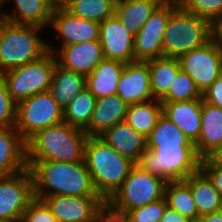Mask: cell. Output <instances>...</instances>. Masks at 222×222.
<instances>
[{"instance_id": "8fae6325", "label": "cell", "mask_w": 222, "mask_h": 222, "mask_svg": "<svg viewBox=\"0 0 222 222\" xmlns=\"http://www.w3.org/2000/svg\"><path fill=\"white\" fill-rule=\"evenodd\" d=\"M177 59L181 70L193 79L201 93L222 75L220 47L211 40Z\"/></svg>"}, {"instance_id": "277c9868", "label": "cell", "mask_w": 222, "mask_h": 222, "mask_svg": "<svg viewBox=\"0 0 222 222\" xmlns=\"http://www.w3.org/2000/svg\"><path fill=\"white\" fill-rule=\"evenodd\" d=\"M43 27L0 23V74L40 59L48 52V43L38 37Z\"/></svg>"}, {"instance_id": "d590c367", "label": "cell", "mask_w": 222, "mask_h": 222, "mask_svg": "<svg viewBox=\"0 0 222 222\" xmlns=\"http://www.w3.org/2000/svg\"><path fill=\"white\" fill-rule=\"evenodd\" d=\"M167 208L165 197L146 206L130 210L127 213L129 222H160Z\"/></svg>"}, {"instance_id": "ee69618b", "label": "cell", "mask_w": 222, "mask_h": 222, "mask_svg": "<svg viewBox=\"0 0 222 222\" xmlns=\"http://www.w3.org/2000/svg\"><path fill=\"white\" fill-rule=\"evenodd\" d=\"M199 222H222V213L217 211L210 214L202 215L198 218Z\"/></svg>"}, {"instance_id": "e0dca14e", "label": "cell", "mask_w": 222, "mask_h": 222, "mask_svg": "<svg viewBox=\"0 0 222 222\" xmlns=\"http://www.w3.org/2000/svg\"><path fill=\"white\" fill-rule=\"evenodd\" d=\"M58 52L55 56L60 66L85 77L104 59L99 40L70 44L59 48Z\"/></svg>"}, {"instance_id": "44dd1931", "label": "cell", "mask_w": 222, "mask_h": 222, "mask_svg": "<svg viewBox=\"0 0 222 222\" xmlns=\"http://www.w3.org/2000/svg\"><path fill=\"white\" fill-rule=\"evenodd\" d=\"M194 144L201 159L210 157L222 146V109L203 98L200 136Z\"/></svg>"}, {"instance_id": "f6af8a7d", "label": "cell", "mask_w": 222, "mask_h": 222, "mask_svg": "<svg viewBox=\"0 0 222 222\" xmlns=\"http://www.w3.org/2000/svg\"><path fill=\"white\" fill-rule=\"evenodd\" d=\"M210 158L218 165L222 167V146L214 152Z\"/></svg>"}, {"instance_id": "681fc988", "label": "cell", "mask_w": 222, "mask_h": 222, "mask_svg": "<svg viewBox=\"0 0 222 222\" xmlns=\"http://www.w3.org/2000/svg\"><path fill=\"white\" fill-rule=\"evenodd\" d=\"M220 54H221V72H222V46H220Z\"/></svg>"}, {"instance_id": "cb8c5ba5", "label": "cell", "mask_w": 222, "mask_h": 222, "mask_svg": "<svg viewBox=\"0 0 222 222\" xmlns=\"http://www.w3.org/2000/svg\"><path fill=\"white\" fill-rule=\"evenodd\" d=\"M9 0H4V4ZM12 13L4 11L5 21L45 28L51 23L53 7L46 0H14Z\"/></svg>"}, {"instance_id": "60d3db41", "label": "cell", "mask_w": 222, "mask_h": 222, "mask_svg": "<svg viewBox=\"0 0 222 222\" xmlns=\"http://www.w3.org/2000/svg\"><path fill=\"white\" fill-rule=\"evenodd\" d=\"M205 102L222 109V75L202 93Z\"/></svg>"}, {"instance_id": "4dcf8cb0", "label": "cell", "mask_w": 222, "mask_h": 222, "mask_svg": "<svg viewBox=\"0 0 222 222\" xmlns=\"http://www.w3.org/2000/svg\"><path fill=\"white\" fill-rule=\"evenodd\" d=\"M147 139V146L178 147L195 144L165 116H161Z\"/></svg>"}, {"instance_id": "5bb4252c", "label": "cell", "mask_w": 222, "mask_h": 222, "mask_svg": "<svg viewBox=\"0 0 222 222\" xmlns=\"http://www.w3.org/2000/svg\"><path fill=\"white\" fill-rule=\"evenodd\" d=\"M58 222H94L104 204L100 196H46L43 199Z\"/></svg>"}, {"instance_id": "74e56055", "label": "cell", "mask_w": 222, "mask_h": 222, "mask_svg": "<svg viewBox=\"0 0 222 222\" xmlns=\"http://www.w3.org/2000/svg\"><path fill=\"white\" fill-rule=\"evenodd\" d=\"M20 222H58V220L46 202L35 197L29 203Z\"/></svg>"}, {"instance_id": "f35d334b", "label": "cell", "mask_w": 222, "mask_h": 222, "mask_svg": "<svg viewBox=\"0 0 222 222\" xmlns=\"http://www.w3.org/2000/svg\"><path fill=\"white\" fill-rule=\"evenodd\" d=\"M200 169L207 175L222 198V167L207 157L201 159Z\"/></svg>"}, {"instance_id": "5b68a950", "label": "cell", "mask_w": 222, "mask_h": 222, "mask_svg": "<svg viewBox=\"0 0 222 222\" xmlns=\"http://www.w3.org/2000/svg\"><path fill=\"white\" fill-rule=\"evenodd\" d=\"M200 162L195 146H147L137 165L168 182L185 180L200 169Z\"/></svg>"}, {"instance_id": "7dc6e473", "label": "cell", "mask_w": 222, "mask_h": 222, "mask_svg": "<svg viewBox=\"0 0 222 222\" xmlns=\"http://www.w3.org/2000/svg\"><path fill=\"white\" fill-rule=\"evenodd\" d=\"M186 0H159V2L161 4H164V5H174V6H177V7H181L182 4L185 2Z\"/></svg>"}, {"instance_id": "d4e9b609", "label": "cell", "mask_w": 222, "mask_h": 222, "mask_svg": "<svg viewBox=\"0 0 222 222\" xmlns=\"http://www.w3.org/2000/svg\"><path fill=\"white\" fill-rule=\"evenodd\" d=\"M86 88V77L56 63L49 92L58 105L64 109Z\"/></svg>"}, {"instance_id": "83f0119b", "label": "cell", "mask_w": 222, "mask_h": 222, "mask_svg": "<svg viewBox=\"0 0 222 222\" xmlns=\"http://www.w3.org/2000/svg\"><path fill=\"white\" fill-rule=\"evenodd\" d=\"M146 61L150 70L153 98L160 100L169 91L171 84L181 70L179 61L177 58L171 57H160Z\"/></svg>"}, {"instance_id": "484cf974", "label": "cell", "mask_w": 222, "mask_h": 222, "mask_svg": "<svg viewBox=\"0 0 222 222\" xmlns=\"http://www.w3.org/2000/svg\"><path fill=\"white\" fill-rule=\"evenodd\" d=\"M185 181L190 186L199 216L220 211L222 198L201 169L189 175Z\"/></svg>"}, {"instance_id": "b9f144b4", "label": "cell", "mask_w": 222, "mask_h": 222, "mask_svg": "<svg viewBox=\"0 0 222 222\" xmlns=\"http://www.w3.org/2000/svg\"><path fill=\"white\" fill-rule=\"evenodd\" d=\"M210 40L219 47L222 46V14L210 22Z\"/></svg>"}, {"instance_id": "2e32d148", "label": "cell", "mask_w": 222, "mask_h": 222, "mask_svg": "<svg viewBox=\"0 0 222 222\" xmlns=\"http://www.w3.org/2000/svg\"><path fill=\"white\" fill-rule=\"evenodd\" d=\"M117 95L129 105L154 99L147 61L136 60L125 64L117 84Z\"/></svg>"}, {"instance_id": "ffe728a7", "label": "cell", "mask_w": 222, "mask_h": 222, "mask_svg": "<svg viewBox=\"0 0 222 222\" xmlns=\"http://www.w3.org/2000/svg\"><path fill=\"white\" fill-rule=\"evenodd\" d=\"M99 137L115 151L135 164L140 160L142 152L147 149L146 137L125 121L116 123Z\"/></svg>"}, {"instance_id": "d6986e66", "label": "cell", "mask_w": 222, "mask_h": 222, "mask_svg": "<svg viewBox=\"0 0 222 222\" xmlns=\"http://www.w3.org/2000/svg\"><path fill=\"white\" fill-rule=\"evenodd\" d=\"M161 103L162 115L178 126L195 143L201 130L202 99Z\"/></svg>"}, {"instance_id": "7402d4cb", "label": "cell", "mask_w": 222, "mask_h": 222, "mask_svg": "<svg viewBox=\"0 0 222 222\" xmlns=\"http://www.w3.org/2000/svg\"><path fill=\"white\" fill-rule=\"evenodd\" d=\"M129 104L117 94L96 99L89 125L84 129L88 136H100L113 125L125 120Z\"/></svg>"}, {"instance_id": "603a6c76", "label": "cell", "mask_w": 222, "mask_h": 222, "mask_svg": "<svg viewBox=\"0 0 222 222\" xmlns=\"http://www.w3.org/2000/svg\"><path fill=\"white\" fill-rule=\"evenodd\" d=\"M125 63L103 59L91 74L86 76V88L96 99L117 94V84Z\"/></svg>"}, {"instance_id": "6da1fadb", "label": "cell", "mask_w": 222, "mask_h": 222, "mask_svg": "<svg viewBox=\"0 0 222 222\" xmlns=\"http://www.w3.org/2000/svg\"><path fill=\"white\" fill-rule=\"evenodd\" d=\"M34 182V195L99 196L85 161L60 162L54 160H27ZM47 189L51 191H47Z\"/></svg>"}, {"instance_id": "836d02e7", "label": "cell", "mask_w": 222, "mask_h": 222, "mask_svg": "<svg viewBox=\"0 0 222 222\" xmlns=\"http://www.w3.org/2000/svg\"><path fill=\"white\" fill-rule=\"evenodd\" d=\"M193 99H202V93L193 79L180 70L171 84L169 91L160 99V102H180Z\"/></svg>"}, {"instance_id": "c3c4849f", "label": "cell", "mask_w": 222, "mask_h": 222, "mask_svg": "<svg viewBox=\"0 0 222 222\" xmlns=\"http://www.w3.org/2000/svg\"><path fill=\"white\" fill-rule=\"evenodd\" d=\"M4 5V0H0V7ZM5 20L4 12H0V23Z\"/></svg>"}, {"instance_id": "8992f818", "label": "cell", "mask_w": 222, "mask_h": 222, "mask_svg": "<svg viewBox=\"0 0 222 222\" xmlns=\"http://www.w3.org/2000/svg\"><path fill=\"white\" fill-rule=\"evenodd\" d=\"M210 40V22L177 7L170 15L162 39L163 57L178 58Z\"/></svg>"}, {"instance_id": "1f68e13d", "label": "cell", "mask_w": 222, "mask_h": 222, "mask_svg": "<svg viewBox=\"0 0 222 222\" xmlns=\"http://www.w3.org/2000/svg\"><path fill=\"white\" fill-rule=\"evenodd\" d=\"M116 0H68L64 7L72 15L102 22L115 13Z\"/></svg>"}, {"instance_id": "8d00e7d4", "label": "cell", "mask_w": 222, "mask_h": 222, "mask_svg": "<svg viewBox=\"0 0 222 222\" xmlns=\"http://www.w3.org/2000/svg\"><path fill=\"white\" fill-rule=\"evenodd\" d=\"M17 103L11 98L6 81L0 74V127H15Z\"/></svg>"}, {"instance_id": "e575fe53", "label": "cell", "mask_w": 222, "mask_h": 222, "mask_svg": "<svg viewBox=\"0 0 222 222\" xmlns=\"http://www.w3.org/2000/svg\"><path fill=\"white\" fill-rule=\"evenodd\" d=\"M181 8L187 13L211 22L215 17L222 14V0H186Z\"/></svg>"}, {"instance_id": "3957f363", "label": "cell", "mask_w": 222, "mask_h": 222, "mask_svg": "<svg viewBox=\"0 0 222 222\" xmlns=\"http://www.w3.org/2000/svg\"><path fill=\"white\" fill-rule=\"evenodd\" d=\"M84 161L99 196L108 201L127 178L133 161L122 156L99 136H89Z\"/></svg>"}, {"instance_id": "7a4b0ae2", "label": "cell", "mask_w": 222, "mask_h": 222, "mask_svg": "<svg viewBox=\"0 0 222 222\" xmlns=\"http://www.w3.org/2000/svg\"><path fill=\"white\" fill-rule=\"evenodd\" d=\"M87 133L65 121L36 132L26 141L27 160L84 161Z\"/></svg>"}, {"instance_id": "d6a6232c", "label": "cell", "mask_w": 222, "mask_h": 222, "mask_svg": "<svg viewBox=\"0 0 222 222\" xmlns=\"http://www.w3.org/2000/svg\"><path fill=\"white\" fill-rule=\"evenodd\" d=\"M96 97L84 88L80 94L63 109V120L70 126L85 129L92 118Z\"/></svg>"}, {"instance_id": "4fadbf2b", "label": "cell", "mask_w": 222, "mask_h": 222, "mask_svg": "<svg viewBox=\"0 0 222 222\" xmlns=\"http://www.w3.org/2000/svg\"><path fill=\"white\" fill-rule=\"evenodd\" d=\"M134 37L115 14L100 22L99 41L104 59L125 64L135 61Z\"/></svg>"}, {"instance_id": "7bdbcfd3", "label": "cell", "mask_w": 222, "mask_h": 222, "mask_svg": "<svg viewBox=\"0 0 222 222\" xmlns=\"http://www.w3.org/2000/svg\"><path fill=\"white\" fill-rule=\"evenodd\" d=\"M160 222H190L185 216L167 206Z\"/></svg>"}, {"instance_id": "52a82bcc", "label": "cell", "mask_w": 222, "mask_h": 222, "mask_svg": "<svg viewBox=\"0 0 222 222\" xmlns=\"http://www.w3.org/2000/svg\"><path fill=\"white\" fill-rule=\"evenodd\" d=\"M56 52L48 43V52L40 59L2 73L8 92L17 104L34 94L49 91L57 63Z\"/></svg>"}, {"instance_id": "7c38bea8", "label": "cell", "mask_w": 222, "mask_h": 222, "mask_svg": "<svg viewBox=\"0 0 222 222\" xmlns=\"http://www.w3.org/2000/svg\"><path fill=\"white\" fill-rule=\"evenodd\" d=\"M177 8L161 4L146 20L134 37V56L136 60H150L163 57L162 39L169 15Z\"/></svg>"}, {"instance_id": "f1b7e54d", "label": "cell", "mask_w": 222, "mask_h": 222, "mask_svg": "<svg viewBox=\"0 0 222 222\" xmlns=\"http://www.w3.org/2000/svg\"><path fill=\"white\" fill-rule=\"evenodd\" d=\"M161 116L162 103L152 99L129 105L124 121L147 138Z\"/></svg>"}, {"instance_id": "4316f807", "label": "cell", "mask_w": 222, "mask_h": 222, "mask_svg": "<svg viewBox=\"0 0 222 222\" xmlns=\"http://www.w3.org/2000/svg\"><path fill=\"white\" fill-rule=\"evenodd\" d=\"M160 5L159 0H116L114 14L135 36Z\"/></svg>"}, {"instance_id": "ac0fdd59", "label": "cell", "mask_w": 222, "mask_h": 222, "mask_svg": "<svg viewBox=\"0 0 222 222\" xmlns=\"http://www.w3.org/2000/svg\"><path fill=\"white\" fill-rule=\"evenodd\" d=\"M27 168L26 141L15 127H0V178Z\"/></svg>"}, {"instance_id": "30bf717a", "label": "cell", "mask_w": 222, "mask_h": 222, "mask_svg": "<svg viewBox=\"0 0 222 222\" xmlns=\"http://www.w3.org/2000/svg\"><path fill=\"white\" fill-rule=\"evenodd\" d=\"M35 198L33 176L29 168L0 178V220L20 222Z\"/></svg>"}, {"instance_id": "bcb514c9", "label": "cell", "mask_w": 222, "mask_h": 222, "mask_svg": "<svg viewBox=\"0 0 222 222\" xmlns=\"http://www.w3.org/2000/svg\"><path fill=\"white\" fill-rule=\"evenodd\" d=\"M54 9L63 8L66 6L68 0H46Z\"/></svg>"}, {"instance_id": "ab89813d", "label": "cell", "mask_w": 222, "mask_h": 222, "mask_svg": "<svg viewBox=\"0 0 222 222\" xmlns=\"http://www.w3.org/2000/svg\"><path fill=\"white\" fill-rule=\"evenodd\" d=\"M94 222H129L125 212L114 209L107 201L97 210Z\"/></svg>"}, {"instance_id": "f546056e", "label": "cell", "mask_w": 222, "mask_h": 222, "mask_svg": "<svg viewBox=\"0 0 222 222\" xmlns=\"http://www.w3.org/2000/svg\"><path fill=\"white\" fill-rule=\"evenodd\" d=\"M164 197L167 206L176 210L189 221H198L200 217L193 200L190 186L185 180H176L166 182Z\"/></svg>"}, {"instance_id": "9a60e30c", "label": "cell", "mask_w": 222, "mask_h": 222, "mask_svg": "<svg viewBox=\"0 0 222 222\" xmlns=\"http://www.w3.org/2000/svg\"><path fill=\"white\" fill-rule=\"evenodd\" d=\"M50 26L62 39L60 48L70 44L99 40V22L76 17L64 7L53 9Z\"/></svg>"}, {"instance_id": "ba28073f", "label": "cell", "mask_w": 222, "mask_h": 222, "mask_svg": "<svg viewBox=\"0 0 222 222\" xmlns=\"http://www.w3.org/2000/svg\"><path fill=\"white\" fill-rule=\"evenodd\" d=\"M166 181L135 164L121 187L107 201L114 209L126 214L164 197Z\"/></svg>"}, {"instance_id": "9c48e42d", "label": "cell", "mask_w": 222, "mask_h": 222, "mask_svg": "<svg viewBox=\"0 0 222 222\" xmlns=\"http://www.w3.org/2000/svg\"><path fill=\"white\" fill-rule=\"evenodd\" d=\"M63 120V109L49 91L34 94L17 104L15 129L27 141L36 132Z\"/></svg>"}]
</instances>
